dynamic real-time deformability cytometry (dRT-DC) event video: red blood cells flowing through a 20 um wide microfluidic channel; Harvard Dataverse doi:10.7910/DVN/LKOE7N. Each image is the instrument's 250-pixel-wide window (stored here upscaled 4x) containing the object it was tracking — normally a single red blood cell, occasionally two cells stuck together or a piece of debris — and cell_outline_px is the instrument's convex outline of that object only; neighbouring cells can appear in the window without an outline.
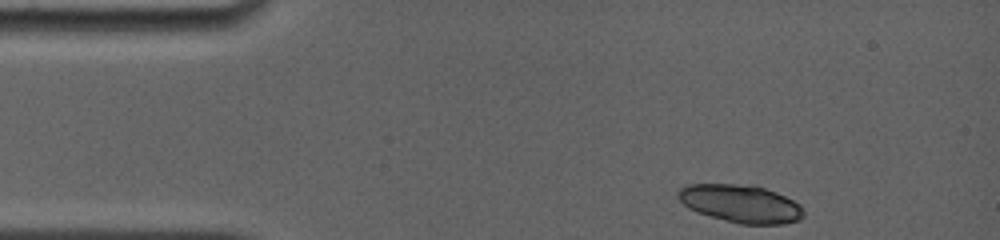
{"species": "common noctule bat (a hibernating species)", "species_latin": "Nyctalus noctula", "temperature_condition": "room temperature", "stored_images_in_passage": 3, "camera_frame_rate_fps": 4000, "um_per_image_px": 0.085, "animal": {"sex": "female", "body_mass_g": 19.0, "forearm_length_mm": 56.7}, "frame": {"image": 1, "passage_image": 1, "time_ms": 0.0, "image_size_px": [1000, 240], "cell_outline_px": [[804, 216], [796, 220], [784, 224], [740, 224], [712, 216], [688, 208], [676, 196], [680, 188], [684, 184], [752, 184], [776, 192], [800, 204], [804, 208]], "centroid_in_image_um": [62.96, 17.29], "position_along_channel_um": 22.0, "area_um2": 27.63}}